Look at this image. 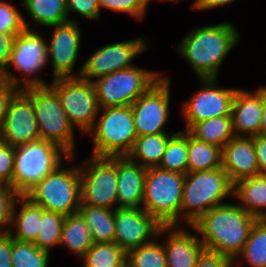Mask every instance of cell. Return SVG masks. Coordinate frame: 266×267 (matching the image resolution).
<instances>
[{"mask_svg": "<svg viewBox=\"0 0 266 267\" xmlns=\"http://www.w3.org/2000/svg\"><path fill=\"white\" fill-rule=\"evenodd\" d=\"M4 143L3 139L0 136V146Z\"/></svg>", "mask_w": 266, "mask_h": 267, "instance_id": "cell-50", "label": "cell"}, {"mask_svg": "<svg viewBox=\"0 0 266 267\" xmlns=\"http://www.w3.org/2000/svg\"><path fill=\"white\" fill-rule=\"evenodd\" d=\"M47 42L37 30L25 29L18 34L14 39L9 62L2 76L18 89L49 86L44 79L36 75L48 64ZM12 67L21 75L11 72Z\"/></svg>", "mask_w": 266, "mask_h": 267, "instance_id": "cell-8", "label": "cell"}, {"mask_svg": "<svg viewBox=\"0 0 266 267\" xmlns=\"http://www.w3.org/2000/svg\"><path fill=\"white\" fill-rule=\"evenodd\" d=\"M12 237L9 233L0 234V267H13L11 261Z\"/></svg>", "mask_w": 266, "mask_h": 267, "instance_id": "cell-45", "label": "cell"}, {"mask_svg": "<svg viewBox=\"0 0 266 267\" xmlns=\"http://www.w3.org/2000/svg\"><path fill=\"white\" fill-rule=\"evenodd\" d=\"M49 86L57 93L73 128L87 134L100 109L93 83L79 76L54 79Z\"/></svg>", "mask_w": 266, "mask_h": 267, "instance_id": "cell-12", "label": "cell"}, {"mask_svg": "<svg viewBox=\"0 0 266 267\" xmlns=\"http://www.w3.org/2000/svg\"><path fill=\"white\" fill-rule=\"evenodd\" d=\"M19 89L12 85L4 76L0 75V129L7 111L10 99Z\"/></svg>", "mask_w": 266, "mask_h": 267, "instance_id": "cell-43", "label": "cell"}, {"mask_svg": "<svg viewBox=\"0 0 266 267\" xmlns=\"http://www.w3.org/2000/svg\"><path fill=\"white\" fill-rule=\"evenodd\" d=\"M162 225L143 208H116L114 210V242L126 253L152 242Z\"/></svg>", "mask_w": 266, "mask_h": 267, "instance_id": "cell-18", "label": "cell"}, {"mask_svg": "<svg viewBox=\"0 0 266 267\" xmlns=\"http://www.w3.org/2000/svg\"><path fill=\"white\" fill-rule=\"evenodd\" d=\"M47 28L52 29L47 42V62L52 64L53 80L78 77L73 74L81 49V27L79 22L67 21Z\"/></svg>", "mask_w": 266, "mask_h": 267, "instance_id": "cell-16", "label": "cell"}, {"mask_svg": "<svg viewBox=\"0 0 266 267\" xmlns=\"http://www.w3.org/2000/svg\"><path fill=\"white\" fill-rule=\"evenodd\" d=\"M187 172L210 171L222 167V148L199 141L188 133Z\"/></svg>", "mask_w": 266, "mask_h": 267, "instance_id": "cell-30", "label": "cell"}, {"mask_svg": "<svg viewBox=\"0 0 266 267\" xmlns=\"http://www.w3.org/2000/svg\"><path fill=\"white\" fill-rule=\"evenodd\" d=\"M161 73L134 65L94 80L99 108L131 106L163 77Z\"/></svg>", "mask_w": 266, "mask_h": 267, "instance_id": "cell-10", "label": "cell"}, {"mask_svg": "<svg viewBox=\"0 0 266 267\" xmlns=\"http://www.w3.org/2000/svg\"><path fill=\"white\" fill-rule=\"evenodd\" d=\"M184 227V225L162 226L158 232V239L164 235L168 236L165 242H162L167 267H196L199 256L205 250L197 233L192 234L188 231L189 226Z\"/></svg>", "mask_w": 266, "mask_h": 267, "instance_id": "cell-19", "label": "cell"}, {"mask_svg": "<svg viewBox=\"0 0 266 267\" xmlns=\"http://www.w3.org/2000/svg\"><path fill=\"white\" fill-rule=\"evenodd\" d=\"M88 135L93 137L91 156H126L137 138L131 106L100 108Z\"/></svg>", "mask_w": 266, "mask_h": 267, "instance_id": "cell-5", "label": "cell"}, {"mask_svg": "<svg viewBox=\"0 0 266 267\" xmlns=\"http://www.w3.org/2000/svg\"><path fill=\"white\" fill-rule=\"evenodd\" d=\"M257 219L237 203L225 202L204 213L189 227L196 231L205 250L234 260L249 239Z\"/></svg>", "mask_w": 266, "mask_h": 267, "instance_id": "cell-1", "label": "cell"}, {"mask_svg": "<svg viewBox=\"0 0 266 267\" xmlns=\"http://www.w3.org/2000/svg\"><path fill=\"white\" fill-rule=\"evenodd\" d=\"M15 37L14 34L0 33V75L6 70Z\"/></svg>", "mask_w": 266, "mask_h": 267, "instance_id": "cell-44", "label": "cell"}, {"mask_svg": "<svg viewBox=\"0 0 266 267\" xmlns=\"http://www.w3.org/2000/svg\"><path fill=\"white\" fill-rule=\"evenodd\" d=\"M233 196L246 212L258 219L266 218V174H258L234 183Z\"/></svg>", "mask_w": 266, "mask_h": 267, "instance_id": "cell-24", "label": "cell"}, {"mask_svg": "<svg viewBox=\"0 0 266 267\" xmlns=\"http://www.w3.org/2000/svg\"><path fill=\"white\" fill-rule=\"evenodd\" d=\"M228 196L233 197V183L222 167L187 172L181 201V225L190 226L213 207L225 204L222 201Z\"/></svg>", "mask_w": 266, "mask_h": 267, "instance_id": "cell-3", "label": "cell"}, {"mask_svg": "<svg viewBox=\"0 0 266 267\" xmlns=\"http://www.w3.org/2000/svg\"><path fill=\"white\" fill-rule=\"evenodd\" d=\"M25 196L44 210L64 216L78 213L81 204L79 165L70 168L60 165L32 187Z\"/></svg>", "mask_w": 266, "mask_h": 267, "instance_id": "cell-7", "label": "cell"}, {"mask_svg": "<svg viewBox=\"0 0 266 267\" xmlns=\"http://www.w3.org/2000/svg\"><path fill=\"white\" fill-rule=\"evenodd\" d=\"M184 178L185 174L159 167L146 170L142 208L162 226L181 223Z\"/></svg>", "mask_w": 266, "mask_h": 267, "instance_id": "cell-6", "label": "cell"}, {"mask_svg": "<svg viewBox=\"0 0 266 267\" xmlns=\"http://www.w3.org/2000/svg\"><path fill=\"white\" fill-rule=\"evenodd\" d=\"M222 168L234 184L259 174L253 137L234 136L222 148Z\"/></svg>", "mask_w": 266, "mask_h": 267, "instance_id": "cell-20", "label": "cell"}, {"mask_svg": "<svg viewBox=\"0 0 266 267\" xmlns=\"http://www.w3.org/2000/svg\"><path fill=\"white\" fill-rule=\"evenodd\" d=\"M22 5L34 23L24 20L26 29L36 30V24L47 28L67 21L78 22L67 15L66 0H22Z\"/></svg>", "mask_w": 266, "mask_h": 267, "instance_id": "cell-25", "label": "cell"}, {"mask_svg": "<svg viewBox=\"0 0 266 267\" xmlns=\"http://www.w3.org/2000/svg\"><path fill=\"white\" fill-rule=\"evenodd\" d=\"M67 15L72 12L80 14L85 19L100 20L101 9L98 0H66Z\"/></svg>", "mask_w": 266, "mask_h": 267, "instance_id": "cell-40", "label": "cell"}, {"mask_svg": "<svg viewBox=\"0 0 266 267\" xmlns=\"http://www.w3.org/2000/svg\"><path fill=\"white\" fill-rule=\"evenodd\" d=\"M24 20V16L16 6L3 0L0 1V33L17 36L26 29Z\"/></svg>", "mask_w": 266, "mask_h": 267, "instance_id": "cell-37", "label": "cell"}, {"mask_svg": "<svg viewBox=\"0 0 266 267\" xmlns=\"http://www.w3.org/2000/svg\"><path fill=\"white\" fill-rule=\"evenodd\" d=\"M187 132L199 141L223 148L235 135L232 117H214L194 123Z\"/></svg>", "mask_w": 266, "mask_h": 267, "instance_id": "cell-29", "label": "cell"}, {"mask_svg": "<svg viewBox=\"0 0 266 267\" xmlns=\"http://www.w3.org/2000/svg\"><path fill=\"white\" fill-rule=\"evenodd\" d=\"M247 262L250 267H266V218L257 219L242 251L234 259L239 258Z\"/></svg>", "mask_w": 266, "mask_h": 267, "instance_id": "cell-32", "label": "cell"}, {"mask_svg": "<svg viewBox=\"0 0 266 267\" xmlns=\"http://www.w3.org/2000/svg\"><path fill=\"white\" fill-rule=\"evenodd\" d=\"M14 170V147L3 143L0 146V184L12 187Z\"/></svg>", "mask_w": 266, "mask_h": 267, "instance_id": "cell-41", "label": "cell"}, {"mask_svg": "<svg viewBox=\"0 0 266 267\" xmlns=\"http://www.w3.org/2000/svg\"><path fill=\"white\" fill-rule=\"evenodd\" d=\"M170 85V77L163 76L131 105L137 136L167 133L164 125L170 117Z\"/></svg>", "mask_w": 266, "mask_h": 267, "instance_id": "cell-13", "label": "cell"}, {"mask_svg": "<svg viewBox=\"0 0 266 267\" xmlns=\"http://www.w3.org/2000/svg\"><path fill=\"white\" fill-rule=\"evenodd\" d=\"M262 120L260 125V134L266 135V89L262 88Z\"/></svg>", "mask_w": 266, "mask_h": 267, "instance_id": "cell-48", "label": "cell"}, {"mask_svg": "<svg viewBox=\"0 0 266 267\" xmlns=\"http://www.w3.org/2000/svg\"><path fill=\"white\" fill-rule=\"evenodd\" d=\"M80 260L83 267H125L126 252L115 242L94 243Z\"/></svg>", "mask_w": 266, "mask_h": 267, "instance_id": "cell-31", "label": "cell"}, {"mask_svg": "<svg viewBox=\"0 0 266 267\" xmlns=\"http://www.w3.org/2000/svg\"><path fill=\"white\" fill-rule=\"evenodd\" d=\"M147 168L117 157V208H142Z\"/></svg>", "mask_w": 266, "mask_h": 267, "instance_id": "cell-22", "label": "cell"}, {"mask_svg": "<svg viewBox=\"0 0 266 267\" xmlns=\"http://www.w3.org/2000/svg\"><path fill=\"white\" fill-rule=\"evenodd\" d=\"M62 147L48 140H35L14 147L12 188L25 195L48 174L54 172L65 158L74 159Z\"/></svg>", "mask_w": 266, "mask_h": 267, "instance_id": "cell-4", "label": "cell"}, {"mask_svg": "<svg viewBox=\"0 0 266 267\" xmlns=\"http://www.w3.org/2000/svg\"><path fill=\"white\" fill-rule=\"evenodd\" d=\"M172 135L161 133L137 136L126 157L145 168L158 167L162 161L166 144Z\"/></svg>", "mask_w": 266, "mask_h": 267, "instance_id": "cell-26", "label": "cell"}, {"mask_svg": "<svg viewBox=\"0 0 266 267\" xmlns=\"http://www.w3.org/2000/svg\"><path fill=\"white\" fill-rule=\"evenodd\" d=\"M127 267H167L166 255L157 237L150 243L131 249L126 253Z\"/></svg>", "mask_w": 266, "mask_h": 267, "instance_id": "cell-34", "label": "cell"}, {"mask_svg": "<svg viewBox=\"0 0 266 267\" xmlns=\"http://www.w3.org/2000/svg\"><path fill=\"white\" fill-rule=\"evenodd\" d=\"M147 49L144 37L102 46L84 61L78 70V77L93 82L115 71L130 68L134 66L131 61Z\"/></svg>", "mask_w": 266, "mask_h": 267, "instance_id": "cell-14", "label": "cell"}, {"mask_svg": "<svg viewBox=\"0 0 266 267\" xmlns=\"http://www.w3.org/2000/svg\"><path fill=\"white\" fill-rule=\"evenodd\" d=\"M33 101L40 139L54 142L75 156V129L70 124L57 93L50 86L22 89Z\"/></svg>", "mask_w": 266, "mask_h": 267, "instance_id": "cell-9", "label": "cell"}, {"mask_svg": "<svg viewBox=\"0 0 266 267\" xmlns=\"http://www.w3.org/2000/svg\"><path fill=\"white\" fill-rule=\"evenodd\" d=\"M219 78H199L203 87L182 103L185 131L194 123L214 117L231 116L234 95L238 88H220Z\"/></svg>", "mask_w": 266, "mask_h": 267, "instance_id": "cell-15", "label": "cell"}, {"mask_svg": "<svg viewBox=\"0 0 266 267\" xmlns=\"http://www.w3.org/2000/svg\"><path fill=\"white\" fill-rule=\"evenodd\" d=\"M151 0H98L100 9L124 12L129 16L143 20Z\"/></svg>", "mask_w": 266, "mask_h": 267, "instance_id": "cell-38", "label": "cell"}, {"mask_svg": "<svg viewBox=\"0 0 266 267\" xmlns=\"http://www.w3.org/2000/svg\"><path fill=\"white\" fill-rule=\"evenodd\" d=\"M234 1L235 0H194V3L191 4V9L196 11H206L231 4Z\"/></svg>", "mask_w": 266, "mask_h": 267, "instance_id": "cell-47", "label": "cell"}, {"mask_svg": "<svg viewBox=\"0 0 266 267\" xmlns=\"http://www.w3.org/2000/svg\"><path fill=\"white\" fill-rule=\"evenodd\" d=\"M81 204L117 208V157H94L80 162ZM116 205V206H115Z\"/></svg>", "mask_w": 266, "mask_h": 267, "instance_id": "cell-11", "label": "cell"}, {"mask_svg": "<svg viewBox=\"0 0 266 267\" xmlns=\"http://www.w3.org/2000/svg\"><path fill=\"white\" fill-rule=\"evenodd\" d=\"M158 1H173V2H178V1H180V0H158Z\"/></svg>", "mask_w": 266, "mask_h": 267, "instance_id": "cell-49", "label": "cell"}, {"mask_svg": "<svg viewBox=\"0 0 266 267\" xmlns=\"http://www.w3.org/2000/svg\"><path fill=\"white\" fill-rule=\"evenodd\" d=\"M91 232L79 213L65 216L60 246L64 245L70 252L75 253L81 259L93 246Z\"/></svg>", "mask_w": 266, "mask_h": 267, "instance_id": "cell-27", "label": "cell"}, {"mask_svg": "<svg viewBox=\"0 0 266 267\" xmlns=\"http://www.w3.org/2000/svg\"><path fill=\"white\" fill-rule=\"evenodd\" d=\"M19 205L21 208L18 210ZM43 211L41 206L33 203L25 195H20L13 207L9 235L18 241L34 243L38 236ZM13 227H15L14 232Z\"/></svg>", "mask_w": 266, "mask_h": 267, "instance_id": "cell-23", "label": "cell"}, {"mask_svg": "<svg viewBox=\"0 0 266 267\" xmlns=\"http://www.w3.org/2000/svg\"><path fill=\"white\" fill-rule=\"evenodd\" d=\"M49 253L39 249L32 242L18 241L12 238L11 261L13 267H47Z\"/></svg>", "mask_w": 266, "mask_h": 267, "instance_id": "cell-35", "label": "cell"}, {"mask_svg": "<svg viewBox=\"0 0 266 267\" xmlns=\"http://www.w3.org/2000/svg\"><path fill=\"white\" fill-rule=\"evenodd\" d=\"M0 136L12 147L40 139L33 101L22 89L10 99Z\"/></svg>", "mask_w": 266, "mask_h": 267, "instance_id": "cell-17", "label": "cell"}, {"mask_svg": "<svg viewBox=\"0 0 266 267\" xmlns=\"http://www.w3.org/2000/svg\"><path fill=\"white\" fill-rule=\"evenodd\" d=\"M253 141L259 164V174H266V135L253 136Z\"/></svg>", "mask_w": 266, "mask_h": 267, "instance_id": "cell-46", "label": "cell"}, {"mask_svg": "<svg viewBox=\"0 0 266 267\" xmlns=\"http://www.w3.org/2000/svg\"><path fill=\"white\" fill-rule=\"evenodd\" d=\"M234 260L228 256L204 250L199 256L196 267H233Z\"/></svg>", "mask_w": 266, "mask_h": 267, "instance_id": "cell-42", "label": "cell"}, {"mask_svg": "<svg viewBox=\"0 0 266 267\" xmlns=\"http://www.w3.org/2000/svg\"><path fill=\"white\" fill-rule=\"evenodd\" d=\"M78 213L89 227L94 243L114 242V210L80 205Z\"/></svg>", "mask_w": 266, "mask_h": 267, "instance_id": "cell-28", "label": "cell"}, {"mask_svg": "<svg viewBox=\"0 0 266 267\" xmlns=\"http://www.w3.org/2000/svg\"><path fill=\"white\" fill-rule=\"evenodd\" d=\"M64 218L65 216L60 213L43 211L38 236L34 242L39 249L50 252L54 246H60Z\"/></svg>", "mask_w": 266, "mask_h": 267, "instance_id": "cell-36", "label": "cell"}, {"mask_svg": "<svg viewBox=\"0 0 266 267\" xmlns=\"http://www.w3.org/2000/svg\"><path fill=\"white\" fill-rule=\"evenodd\" d=\"M239 39V31L232 22H221L195 27L176 48L198 78H218L221 65Z\"/></svg>", "mask_w": 266, "mask_h": 267, "instance_id": "cell-2", "label": "cell"}, {"mask_svg": "<svg viewBox=\"0 0 266 267\" xmlns=\"http://www.w3.org/2000/svg\"><path fill=\"white\" fill-rule=\"evenodd\" d=\"M188 132L177 131L169 138L159 168L172 172L187 173Z\"/></svg>", "mask_w": 266, "mask_h": 267, "instance_id": "cell-33", "label": "cell"}, {"mask_svg": "<svg viewBox=\"0 0 266 267\" xmlns=\"http://www.w3.org/2000/svg\"><path fill=\"white\" fill-rule=\"evenodd\" d=\"M20 195L7 184H0V234L8 233L13 207Z\"/></svg>", "mask_w": 266, "mask_h": 267, "instance_id": "cell-39", "label": "cell"}, {"mask_svg": "<svg viewBox=\"0 0 266 267\" xmlns=\"http://www.w3.org/2000/svg\"><path fill=\"white\" fill-rule=\"evenodd\" d=\"M262 88H238L232 102L231 117L235 136L253 137L260 134L262 120Z\"/></svg>", "mask_w": 266, "mask_h": 267, "instance_id": "cell-21", "label": "cell"}]
</instances>
